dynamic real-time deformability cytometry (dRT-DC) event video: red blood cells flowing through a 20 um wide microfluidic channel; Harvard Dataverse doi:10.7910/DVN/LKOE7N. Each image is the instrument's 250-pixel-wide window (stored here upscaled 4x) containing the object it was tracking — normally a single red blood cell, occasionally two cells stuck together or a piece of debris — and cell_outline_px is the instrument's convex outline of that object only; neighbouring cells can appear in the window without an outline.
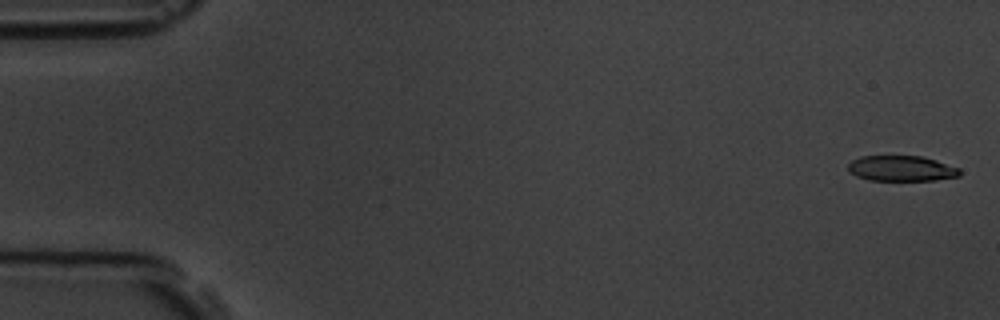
{"species": "common noctule bat (a hibernating species)", "species_latin": "Nyctalus noctula", "temperature_condition": "room temperature", "stored_images_in_passage": 5, "camera_frame_rate_fps": 3000, "um_per_image_px": 0.085, "animal": {"sex": "male", "body_mass_g": 19.5, "forearm_length_mm": 54.6}, "frame": {"image": 1, "passage_image": 1, "time_ms": 0.0, "image_size_px": [1000, 320], "cell_outline_px": [[960, 176], [936, 180], [868, 180], [856, 176], [848, 172], [848, 164], [852, 160], [860, 156], [920, 156], [936, 160], [960, 168]], "centroid_in_image_um": [76.61, 14.32], "position_along_channel_um": 8.4, "area_um2": 16.65}}
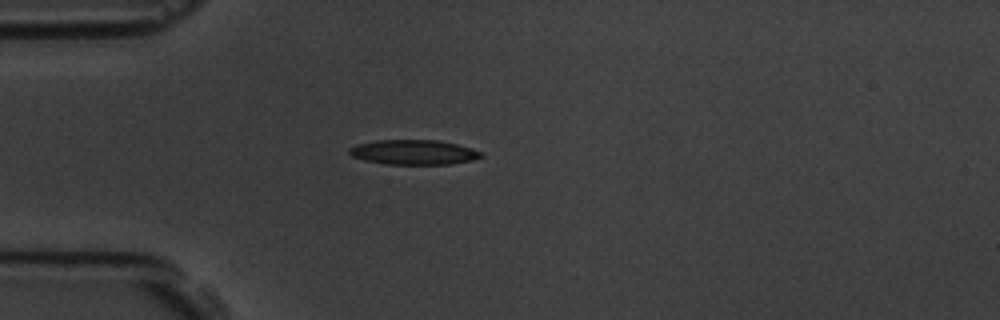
{"frame": {"image": 2, "passage_image": 5, "time_ms": 4.667, "image_size_px": [1000, 320], "cell_outline_px": [[484, 156], [476, 160], [448, 164], [384, 164], [364, 160], [352, 156], [348, 152], [348, 148], [356, 144], [376, 140], [436, 140], [456, 144], [472, 148], [480, 152]], "centroid_in_image_um": [35.15, 12.94], "position_along_channel_um": 49.9, "area_um2": 19.13}}